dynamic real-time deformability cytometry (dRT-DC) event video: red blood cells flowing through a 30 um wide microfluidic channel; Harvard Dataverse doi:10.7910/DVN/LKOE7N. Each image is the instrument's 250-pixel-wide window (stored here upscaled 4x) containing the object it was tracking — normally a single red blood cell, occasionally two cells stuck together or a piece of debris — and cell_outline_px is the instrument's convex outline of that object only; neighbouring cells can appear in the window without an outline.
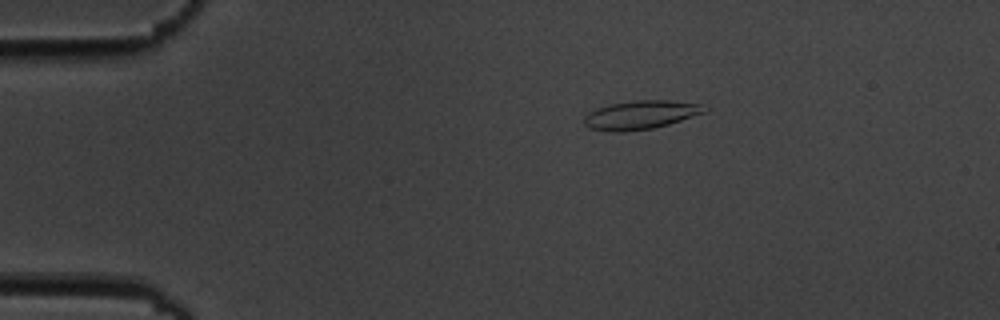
{"species": "common noctule bat (a hibernating species)", "species_latin": "Nyctalus noctula", "temperature_condition": "cold", "stored_images_in_passage": 6, "camera_frame_rate_fps": 3000, "um_per_image_px": 0.085, "animal": {"sex": "male", "body_mass_g": 19.5, "forearm_length_mm": 54.6}, "frame": {"image": 1, "passage_image": 3, "time_ms": 2.333, "image_size_px": [1000, 320], "cell_outline_px": [[708, 112], [668, 124], [652, 128], [624, 132], [612, 132], [588, 128], [584, 124], [584, 116], [588, 112], [596, 108], [612, 104], [636, 100], [668, 100], [704, 104], [708, 108]], "centroid_in_image_um": [54.48, 9.76], "position_along_channel_um": 30.5, "area_um2": 20.29}}
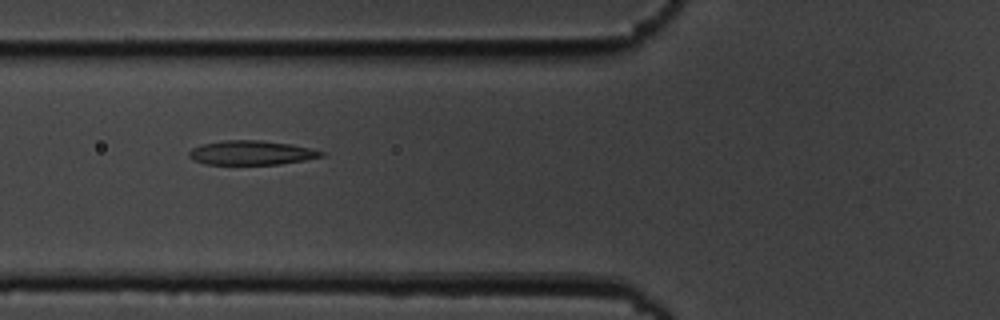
{"frame": {"image": 2, "passage_image": 6, "time_ms": 6.0, "image_size_px": [1000, 320], "cell_outline_px": [[324, 156], [304, 160], [280, 164], [204, 164], [192, 160], [188, 156], [188, 152], [192, 148], [200, 144], [224, 140], [260, 140], [292, 144], [312, 148], [324, 152]], "centroid_in_image_um": [21.34, 12.98], "position_along_channel_um": 104.5, "area_um2": 18.84}}